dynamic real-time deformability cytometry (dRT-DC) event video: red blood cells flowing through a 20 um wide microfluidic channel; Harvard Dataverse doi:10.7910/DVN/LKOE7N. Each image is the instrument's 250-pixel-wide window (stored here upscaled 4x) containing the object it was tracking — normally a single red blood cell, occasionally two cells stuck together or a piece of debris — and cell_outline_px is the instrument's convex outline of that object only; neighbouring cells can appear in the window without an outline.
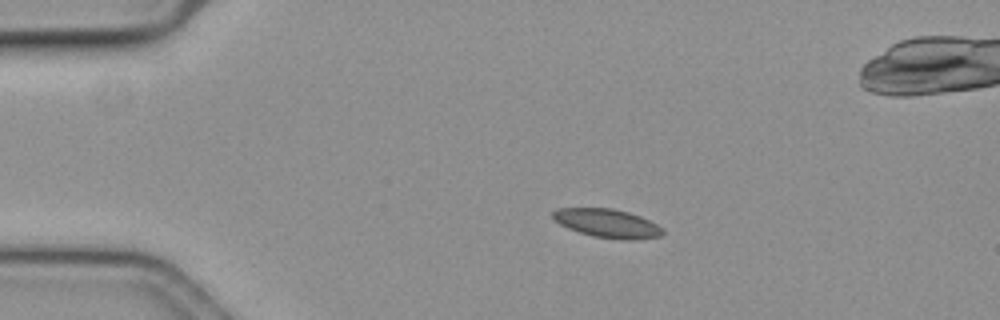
{"species": "common noctule bat (a hibernating species)", "species_latin": "Nyctalus noctula", "temperature_condition": "cold", "stored_images_in_passage": 48, "camera_frame_rate_fps": 3000, "um_per_image_px": 0.085, "animal": {"sex": "female", "body_mass_g": 19.3, "forearm_length_mm": 54.1}, "frame": {"image": 1, "passage_image": 1, "time_ms": 0.0, "image_size_px": [1000, 320], "cell_outline_px": [[664, 232], [660, 236], [636, 240], [620, 240], [592, 236], [568, 228], [552, 220], [552, 212], [556, 208], [612, 208], [628, 212], [640, 216], [664, 228]], "centroid_in_image_um": [51.61, 18.98], "position_along_channel_um": 33.4, "area_um2": 18.5}}
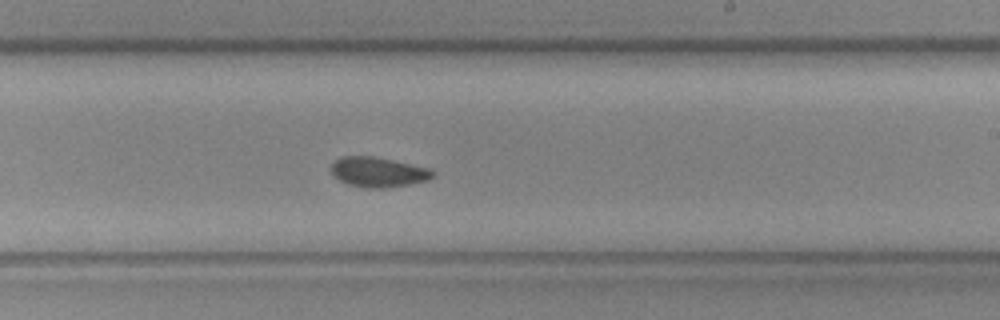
{"frame": {"image": 2, "passage_image": 24, "time_ms": 7.667, "image_size_px": [1000, 320], "cell_outline_px": [[436, 176], [428, 180], [412, 184], [384, 188], [364, 188], [348, 184], [332, 176], [332, 164], [340, 156], [372, 156], [432, 168], [436, 172]], "centroid_in_image_um": [32.2, 14.63], "position_along_channel_um": 256.8, "area_um2": 17.98}}
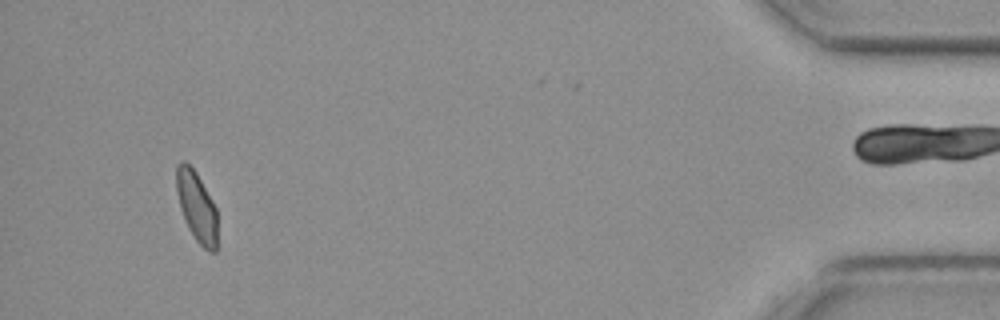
{"frame": {"image": 3, "passage_image": 44, "time_ms": 14.333, "image_size_px": [1000, 320], "cell_outline_px": [[216, 252], [208, 252], [196, 240], [188, 228], [180, 208], [176, 192], [176, 164], [180, 160], [184, 160], [196, 172], [212, 200], [216, 208]], "centroid_in_image_um": [16.69, 17.53], "position_along_channel_um": 418.5, "area_um2": 16.7}, "authors_computed_cell_mechanics": {"area_um2": 17.8024, "velocity_mm_per_s": 3.5725, "shape_relaxation_time_tau1_ms": null, "shape_relaxation_time_tau2_ms": 2.9719, "deformation_change_tau1": null, "deformation_change_tau2": 0.0734}}